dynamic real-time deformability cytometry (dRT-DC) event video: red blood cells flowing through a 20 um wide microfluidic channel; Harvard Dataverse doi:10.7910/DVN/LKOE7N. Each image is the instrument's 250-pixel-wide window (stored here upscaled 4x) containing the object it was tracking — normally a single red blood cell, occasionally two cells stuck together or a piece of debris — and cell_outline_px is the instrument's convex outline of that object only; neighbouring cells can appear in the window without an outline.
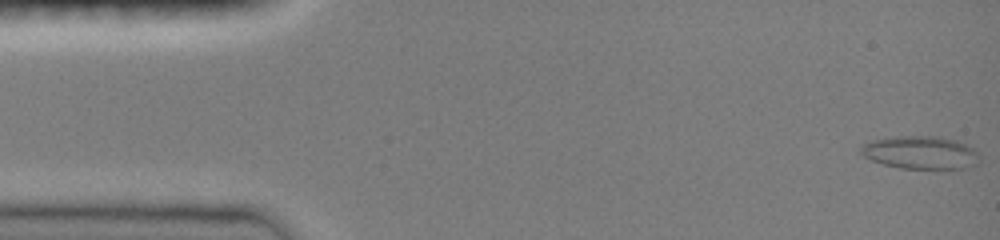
{"species": "common noctule bat (a hibernating species)", "species_latin": "Nyctalus noctula", "temperature_condition": "room temperature", "stored_images_in_passage": 49, "segment_of_instrument_passage": [1, 2], "camera_frame_rate_fps": 3000, "um_per_image_px": 0.085, "animal": {"sex": "female", "body_mass_g": 19.0, "forearm_length_mm": 51.5}, "frame": {"image": 1, "passage_image": 1, "time_ms": 0.0, "image_size_px": [1000, 240], "cell_outline_px": [[980, 160], [976, 164], [968, 168], [900, 168], [884, 164], [872, 160], [864, 156], [860, 152], [860, 144], [872, 140], [896, 136], [936, 136], [956, 140], [972, 148], [980, 156]], "centroid_in_image_um": [78.22, 12.96], "position_along_channel_um": 6.8, "area_um2": 22.72}}
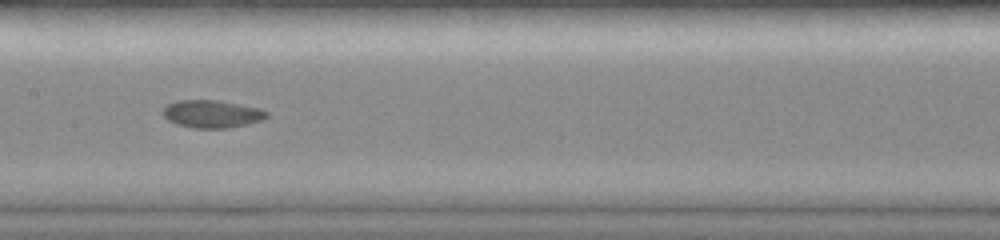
{"frame": {"image": 2, "passage_image": 24, "time_ms": 7.667, "image_size_px": [1000, 240], "cell_outline_px": [[268, 116], [264, 120], [248, 124], [228, 128], [192, 128], [176, 124], [168, 120], [164, 116], [164, 108], [168, 104], [176, 100], [220, 100], [260, 108], [268, 112]], "centroid_in_image_um": [18.05, 9.68], "position_along_channel_um": 189.4, "area_um2": 16.88}}
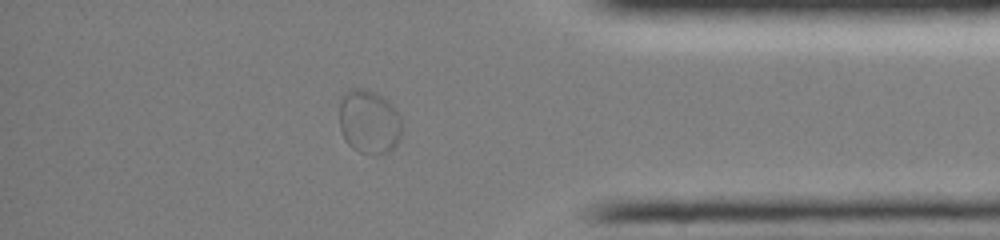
{"frame": {"image": 3, "passage_image": 41, "time_ms": 13.333, "image_size_px": [1000, 240], "cell_outline_px": [[404, 128], [400, 140], [388, 152], [360, 152], [352, 148], [344, 140], [340, 128], [340, 104], [344, 92], [352, 88], [364, 88], [376, 92], [388, 100], [396, 108], [404, 124]], "centroid_in_image_um": [31.41, 10.31], "position_along_channel_um": 403.8, "area_um2": 23.64}}